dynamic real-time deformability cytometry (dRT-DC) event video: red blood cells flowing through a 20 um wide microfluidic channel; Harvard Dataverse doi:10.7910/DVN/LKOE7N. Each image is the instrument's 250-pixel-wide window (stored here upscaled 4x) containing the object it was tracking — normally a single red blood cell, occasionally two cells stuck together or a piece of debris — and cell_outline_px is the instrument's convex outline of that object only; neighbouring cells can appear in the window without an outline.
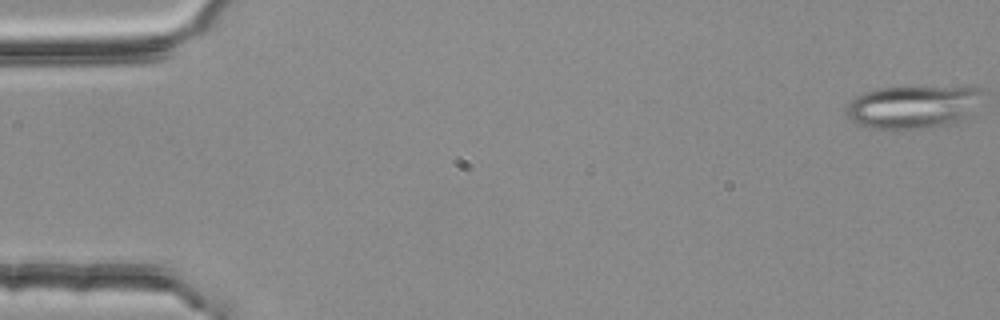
{"species": "common noctule bat (a hibernating species)", "species_latin": "Nyctalus noctula", "temperature_condition": "room temperature", "stored_images_in_passage": 4, "camera_frame_rate_fps": 3000, "um_per_image_px": 0.085, "animal": {"sex": "female", "body_mass_g": 25.1}, "frame": {"image": 1, "passage_image": 1, "time_ms": 0.0, "image_size_px": [1000, 320], "cell_outline_px": [[984, 92], [968, 112], [960, 120], [952, 124], [924, 128], [872, 128], [856, 124], [844, 112], [844, 108], [856, 96], [864, 92], [876, 88], [920, 84], [984, 88]], "centroid_in_image_um": [77.55, 9.01], "position_along_channel_um": 7.4, "area_um2": 34.74}}